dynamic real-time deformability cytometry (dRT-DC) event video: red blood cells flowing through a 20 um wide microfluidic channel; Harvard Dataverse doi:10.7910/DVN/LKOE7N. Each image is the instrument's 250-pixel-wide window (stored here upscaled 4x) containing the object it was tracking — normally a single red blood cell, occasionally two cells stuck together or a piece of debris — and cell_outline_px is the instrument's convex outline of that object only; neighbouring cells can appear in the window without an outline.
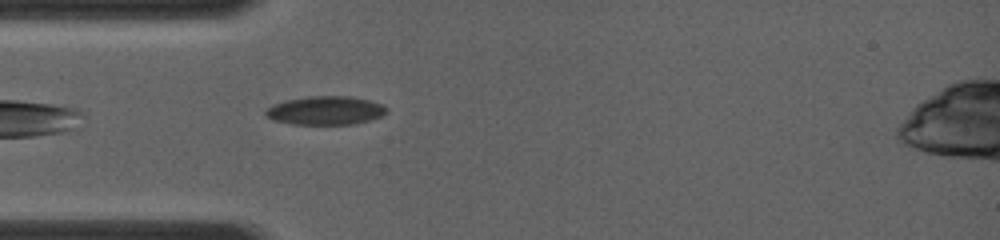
{"species": "common noctule bat (a hibernating species)", "species_latin": "Nyctalus noctula", "temperature_condition": "room temperature", "stored_images_in_passage": 2, "camera_frame_rate_fps": 4000, "um_per_image_px": 0.085, "animal": {"sex": "female", "body_mass_g": 19.0, "forearm_length_mm": 56.7}, "frame": {"image": 1, "passage_image": 2, "time_ms": 0.75, "image_size_px": [1000, 240], "cell_outline_px": [[388, 112], [380, 116], [356, 124], [292, 124], [272, 120], [264, 116], [264, 112], [272, 104], [288, 100], [308, 96], [348, 96], [368, 100], [384, 104], [388, 108]], "centroid_in_image_um": [27.66, 9.39], "position_along_channel_um": 57.3, "area_um2": 20.23}}